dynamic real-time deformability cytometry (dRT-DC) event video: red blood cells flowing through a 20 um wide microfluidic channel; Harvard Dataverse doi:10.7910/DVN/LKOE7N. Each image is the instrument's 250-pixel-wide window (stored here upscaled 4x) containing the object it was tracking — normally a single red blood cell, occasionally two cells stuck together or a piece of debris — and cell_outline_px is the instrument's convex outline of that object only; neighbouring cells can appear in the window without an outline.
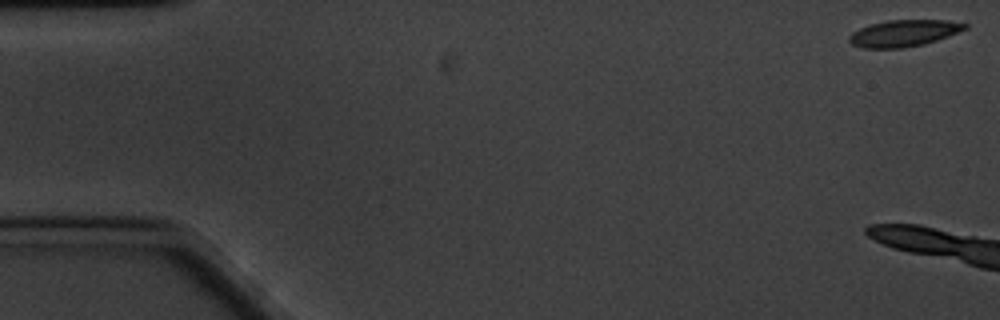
{"species": "common noctule bat (a hibernating species)", "species_latin": "Nyctalus noctula", "temperature_condition": "cold", "stored_images_in_passage": 5, "camera_frame_rate_fps": 3000, "um_per_image_px": 0.085, "animal": {"sex": "male", "body_mass_g": 20.1, "forearm_length_mm": 53.5}, "frame": {"image": 1, "passage_image": 1, "time_ms": 0.0, "image_size_px": [1000, 320], "cell_outline_px": [[968, 28], [948, 36], [924, 44], [900, 48], [864, 48], [852, 44], [848, 40], [848, 36], [852, 32], [860, 28], [872, 24], [888, 20], [944, 20], [968, 24]], "centroid_in_image_um": [76.81, 2.82], "position_along_channel_um": 8.2, "area_um2": 17.8}}